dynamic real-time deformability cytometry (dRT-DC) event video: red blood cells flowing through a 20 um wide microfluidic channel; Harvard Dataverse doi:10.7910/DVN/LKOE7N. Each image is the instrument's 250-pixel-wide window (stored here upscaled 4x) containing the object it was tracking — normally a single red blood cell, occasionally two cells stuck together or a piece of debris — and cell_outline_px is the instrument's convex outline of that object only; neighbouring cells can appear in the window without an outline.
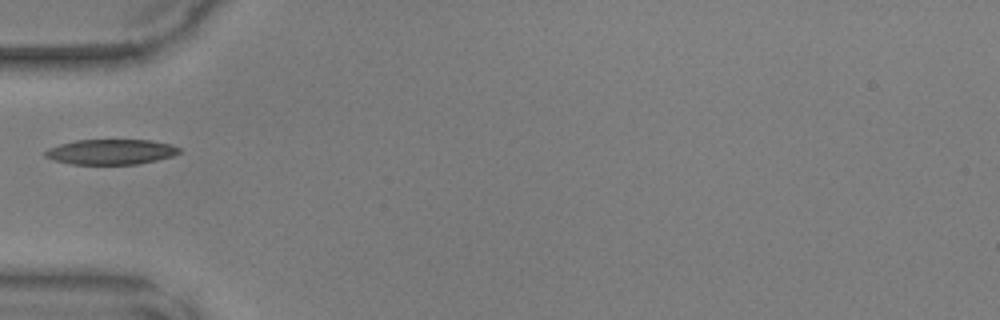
{"species": "common noctule bat (a hibernating species)", "species_latin": "Nyctalus noctula", "temperature_condition": "warm", "stored_images_in_passage": 18, "camera_frame_rate_fps": 3000, "um_per_image_px": 0.085, "animal": {"sex": "male", "body_mass_g": 17.9, "forearm_length_mm": 54.2}, "frame": {"image": 1, "passage_image": 1, "time_ms": 0.0, "image_size_px": [1000, 320], "cell_outline_px": [[180, 152], [172, 156], [156, 160], [136, 164], [72, 164], [52, 160], [44, 156], [44, 152], [48, 148], [60, 144], [76, 140], [148, 140], [172, 144], [180, 148]], "centroid_in_image_um": [9.4, 12.9], "position_along_channel_um": 75.6, "area_um2": 19.65}}